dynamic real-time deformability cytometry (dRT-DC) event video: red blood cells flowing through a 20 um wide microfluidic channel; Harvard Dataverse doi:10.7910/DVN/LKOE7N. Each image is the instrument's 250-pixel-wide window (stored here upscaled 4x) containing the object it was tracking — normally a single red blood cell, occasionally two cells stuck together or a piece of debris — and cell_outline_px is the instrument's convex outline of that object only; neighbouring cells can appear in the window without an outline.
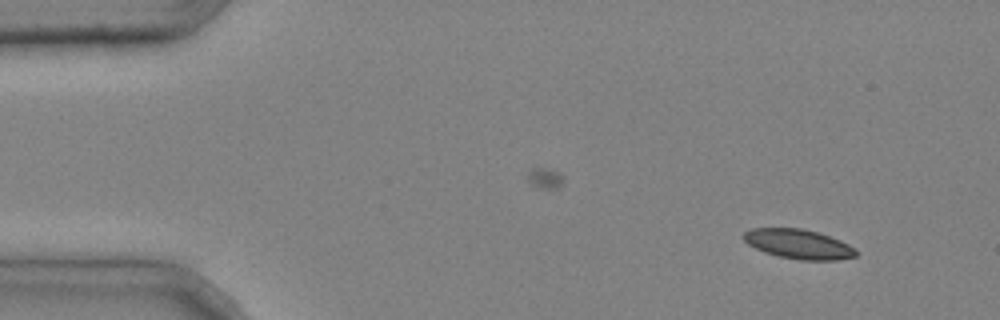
{"species": "common noctule bat (a hibernating species)", "species_latin": "Nyctalus noctula", "temperature_condition": "cold", "stored_images_in_passage": 2, "camera_frame_rate_fps": 3000, "um_per_image_px": 0.085, "animal": {"sex": "male", "body_mass_g": 20.4}, "frame": {"image": 1, "passage_image": 2, "time_ms": 0.333, "image_size_px": [1000, 320], "cell_outline_px": [[860, 252], [856, 256], [836, 260], [800, 260], [780, 256], [764, 252], [748, 244], [740, 236], [744, 232], [752, 228], [804, 228], [840, 240], [856, 248]], "centroid_in_image_um": [67.88, 20.74], "position_along_channel_um": 17.1, "area_um2": 19.42}}